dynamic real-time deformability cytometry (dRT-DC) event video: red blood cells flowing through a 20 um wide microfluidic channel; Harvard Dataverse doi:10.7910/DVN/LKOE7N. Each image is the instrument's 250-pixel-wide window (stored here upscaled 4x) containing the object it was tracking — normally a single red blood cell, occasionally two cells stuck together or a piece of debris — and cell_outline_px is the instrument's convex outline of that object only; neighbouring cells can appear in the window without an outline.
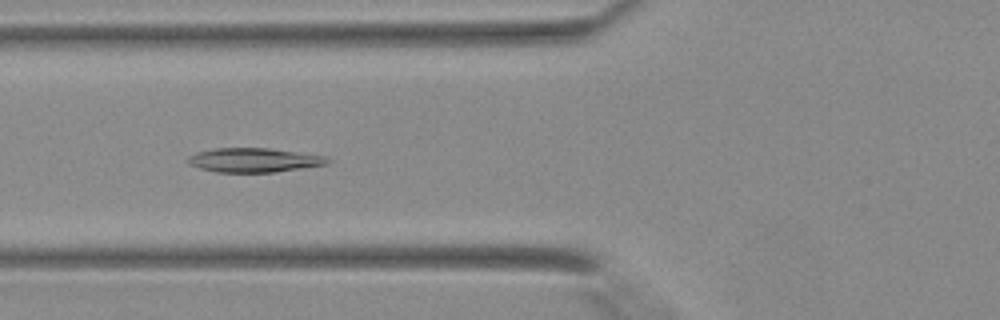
{"species": "Egyptian fruit bat (a non-hibernating species)", "species_latin": "Rousettus aegyptiacus", "temperature_condition": "warm", "stored_images_in_passage": 41, "camera_frame_rate_fps": 3000, "um_per_image_px": 0.085, "animal": {"sex": "female"}, "frame": {"image": 1, "passage_image": 16, "time_ms": 5.0, "image_size_px": [1000, 320], "cell_outline_px": [[332, 160], [328, 164], [276, 172], [216, 172], [200, 168], [188, 164], [184, 160], [188, 156], [196, 152], [212, 148], [268, 148], [324, 156]], "centroid_in_image_um": [21.53, 13.61], "position_along_channel_um": 104.3, "area_um2": 19.77}}
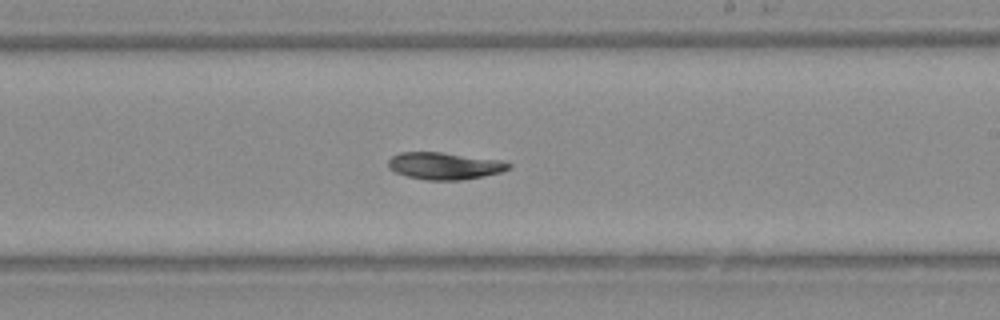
{"frame": {"image": 2, "passage_image": 25, "time_ms": 8.0, "image_size_px": [1000, 320], "cell_outline_px": [[512, 168], [500, 172], [464, 180], [428, 180], [408, 176], [396, 172], [388, 168], [388, 160], [392, 156], [400, 152], [440, 152], [500, 160], [512, 164]], "centroid_in_image_um": [37.79, 14.1], "position_along_channel_um": 251.2, "area_um2": 18.9}}
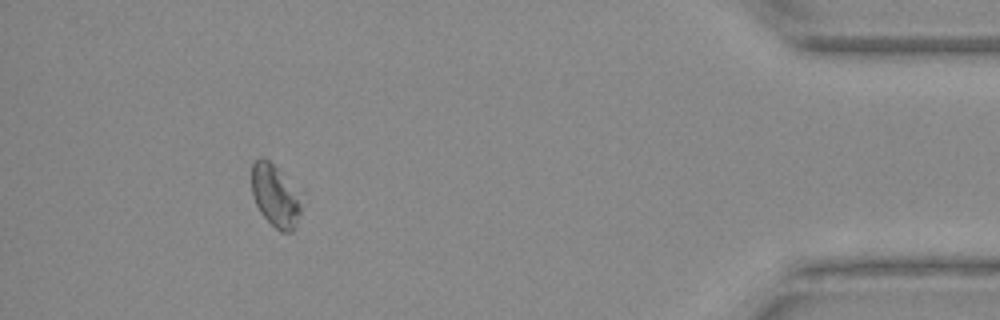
{"frame": {"image": 3, "passage_image": 38, "time_ms": 12.333, "image_size_px": [1000, 320], "cell_outline_px": [[300, 212], [296, 228], [292, 232], [280, 232], [260, 212], [256, 204], [252, 192], [252, 160], [260, 156], [264, 156], [276, 168], [296, 200], [300, 208]], "centroid_in_image_um": [23.28, 16.67], "position_along_channel_um": 411.9, "area_um2": 16.76}}